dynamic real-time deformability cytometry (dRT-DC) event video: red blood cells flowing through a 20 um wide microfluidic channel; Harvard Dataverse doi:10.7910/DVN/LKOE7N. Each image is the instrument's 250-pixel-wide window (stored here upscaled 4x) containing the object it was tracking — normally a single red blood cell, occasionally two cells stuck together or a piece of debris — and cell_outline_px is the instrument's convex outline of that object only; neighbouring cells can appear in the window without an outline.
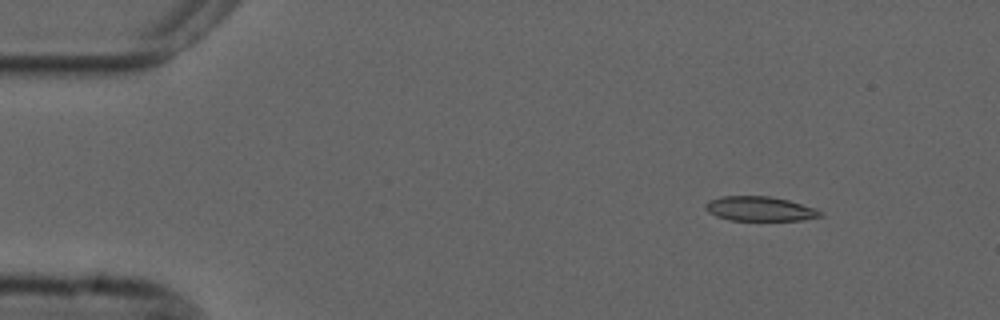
{"species": "common noctule bat (a hibernating species)", "species_latin": "Nyctalus noctula", "temperature_condition": "cold", "stored_images_in_passage": 9, "camera_frame_rate_fps": 3000, "um_per_image_px": 0.085, "animal": {"sex": "male", "forearm_length_mm": 52.5}, "frame": {"image": 1, "passage_image": 1, "time_ms": 0.0, "image_size_px": [1000, 320], "cell_outline_px": [[824, 216], [804, 220], [728, 220], [716, 216], [708, 212], [704, 208], [704, 204], [708, 200], [720, 196], [768, 196], [788, 200], [816, 208], [824, 212]], "centroid_in_image_um": [64.59, 17.75], "position_along_channel_um": 20.4, "area_um2": 16.65}}
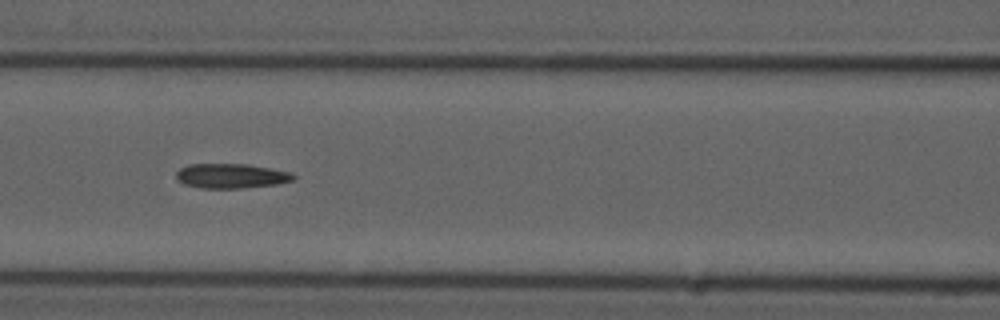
{"frame": {"image": 2, "passage_image": 6, "time_ms": 5.667, "image_size_px": [1000, 320], "cell_outline_px": [[296, 180], [276, 184], [244, 188], [200, 188], [184, 184], [176, 176], [176, 172], [180, 168], [188, 164], [248, 164], [292, 172], [296, 176]], "centroid_in_image_um": [19.69, 14.95], "position_along_channel_um": 146.9, "area_um2": 16.94}}
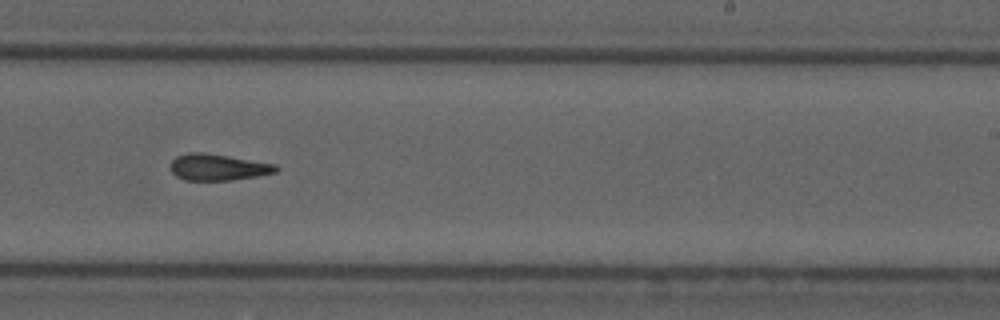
{"frame": {"image": 3, "passage_image": 9, "time_ms": 9.0, "image_size_px": [1000, 320], "cell_outline_px": [[280, 168], [276, 172], [256, 176], [232, 180], [184, 180], [176, 176], [172, 172], [172, 160], [176, 156], [188, 152], [200, 152], [228, 156], [276, 164]], "centroid_in_image_um": [18.53, 14.21], "position_along_channel_um": 270.5, "area_um2": 16.13}}